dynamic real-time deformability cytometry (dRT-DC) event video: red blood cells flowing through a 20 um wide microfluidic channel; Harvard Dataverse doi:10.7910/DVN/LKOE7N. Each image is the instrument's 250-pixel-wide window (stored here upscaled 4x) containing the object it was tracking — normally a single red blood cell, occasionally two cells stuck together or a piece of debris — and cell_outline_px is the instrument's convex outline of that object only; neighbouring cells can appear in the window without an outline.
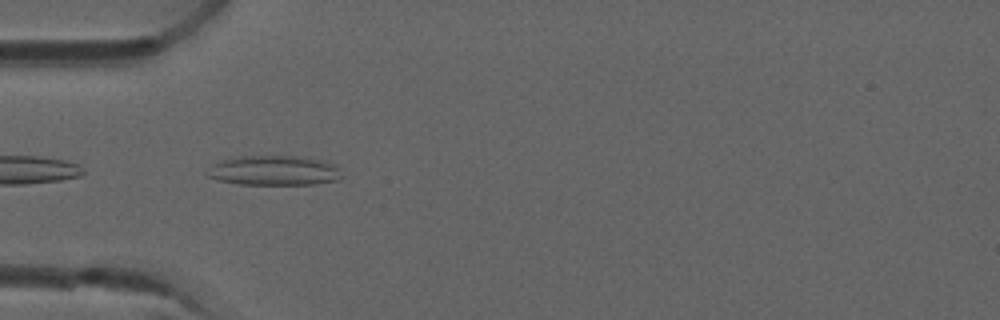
{"species": "common noctule bat (a hibernating species)", "species_latin": "Nyctalus noctula", "temperature_condition": "room temperature", "stored_images_in_passage": 6, "camera_frame_rate_fps": 3000, "um_per_image_px": 0.085, "animal": {"sex": "male", "forearm_length_mm": 52.5}, "frame": {"image": 1, "passage_image": 4, "time_ms": 1.0, "image_size_px": [1000, 320], "cell_outline_px": [[344, 176], [340, 180], [316, 184], [240, 184], [216, 180], [208, 176], [204, 172], [212, 164], [220, 160], [240, 156], [304, 156], [324, 160], [336, 164]], "centroid_in_image_um": [23.33, 14.49], "position_along_channel_um": 61.7, "area_um2": 23.87}}
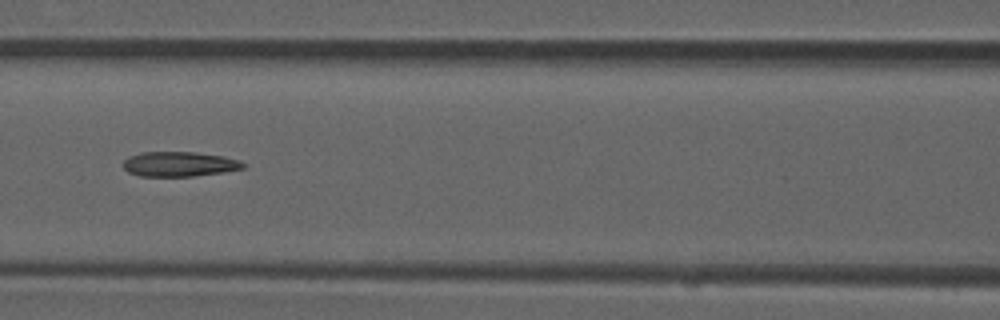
{"frame": {"image": 2, "passage_image": 6, "time_ms": 1.667, "image_size_px": [1000, 320], "cell_outline_px": [[244, 168], [224, 172], [192, 176], [140, 176], [128, 172], [124, 168], [124, 160], [128, 156], [140, 152], [196, 152], [224, 156], [240, 160], [244, 164]], "centroid_in_image_um": [15.24, 13.94], "position_along_channel_um": 151.4, "area_um2": 17.4}}